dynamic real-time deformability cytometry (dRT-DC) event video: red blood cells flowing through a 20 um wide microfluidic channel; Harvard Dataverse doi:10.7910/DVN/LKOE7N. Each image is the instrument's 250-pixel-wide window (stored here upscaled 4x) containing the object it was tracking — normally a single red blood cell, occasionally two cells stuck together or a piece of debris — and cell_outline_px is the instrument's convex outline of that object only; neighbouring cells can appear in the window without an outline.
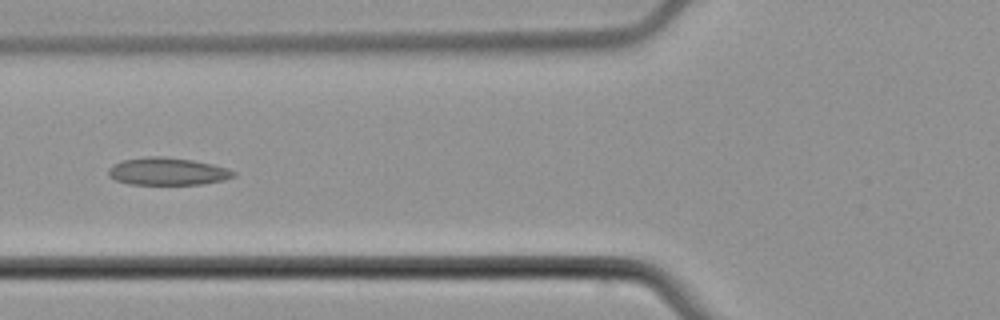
{"species": "common noctule bat (a hibernating species)", "species_latin": "Nyctalus noctula", "temperature_condition": "cold", "stored_images_in_passage": 7, "camera_frame_rate_fps": 3000, "um_per_image_px": 0.085, "animal": {"sex": "male", "body_mass_g": 21.5, "forearm_length_mm": 52.0}, "frame": {"image": 1, "passage_image": 5, "time_ms": 5.0, "image_size_px": [1000, 320], "cell_outline_px": [[236, 176], [224, 180], [204, 184], [128, 184], [116, 180], [108, 176], [108, 168], [112, 164], [124, 160], [148, 156], [160, 156], [192, 160], [212, 164], [228, 168], [236, 172]], "centroid_in_image_um": [14.24, 14.57], "position_along_channel_um": 111.6, "area_um2": 20.11}}
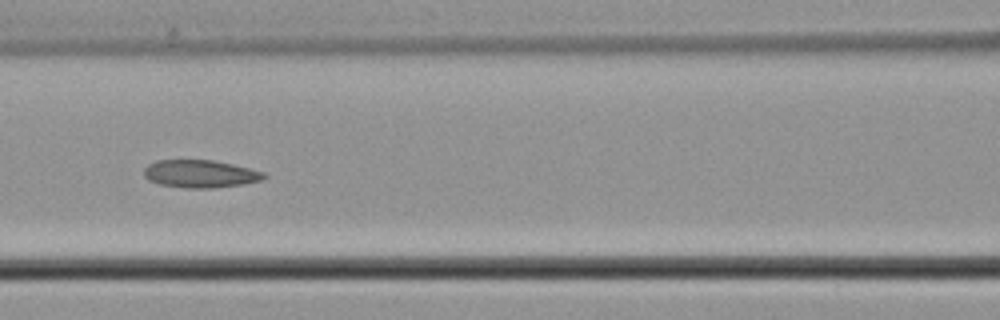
{"frame": {"image": 2, "passage_image": 6, "time_ms": 6.0, "image_size_px": [1000, 320], "cell_outline_px": [[268, 176], [260, 180], [244, 184], [212, 188], [188, 188], [160, 184], [148, 180], [144, 176], [144, 168], [148, 164], [156, 160], [212, 160], [232, 164], [264, 172]], "centroid_in_image_um": [17.0, 14.77], "position_along_channel_um": 149.6, "area_um2": 19.31}}
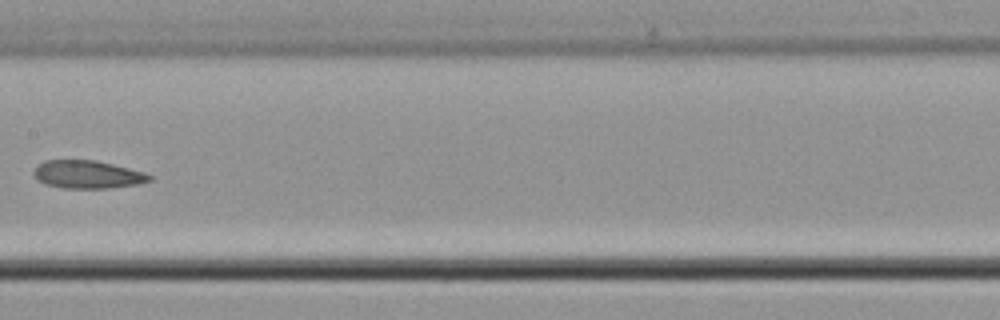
{"frame": {"image": 3, "passage_image": 7, "time_ms": 7.333, "image_size_px": [1000, 320], "cell_outline_px": [[152, 180], [136, 184], [108, 188], [64, 188], [44, 184], [36, 180], [32, 172], [36, 164], [44, 160], [96, 160], [144, 172], [152, 176]], "centroid_in_image_um": [7.37, 14.82], "position_along_channel_um": 200.0, "area_um2": 18.96}}